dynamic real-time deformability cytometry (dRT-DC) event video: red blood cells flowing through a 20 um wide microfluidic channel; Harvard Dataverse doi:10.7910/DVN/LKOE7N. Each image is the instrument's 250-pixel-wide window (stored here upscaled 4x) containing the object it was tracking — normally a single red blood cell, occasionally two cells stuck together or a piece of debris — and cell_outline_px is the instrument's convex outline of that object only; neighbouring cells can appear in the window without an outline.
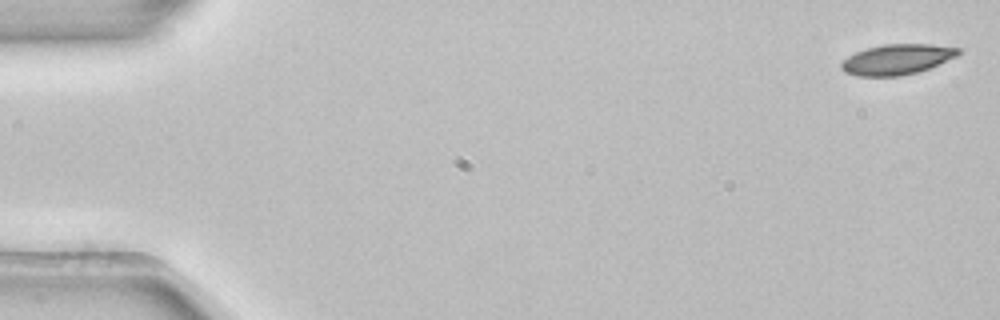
{"species": "common noctule bat (a hibernating species)", "species_latin": "Nyctalus noctula", "temperature_condition": "room temperature", "stored_images_in_passage": 5, "camera_frame_rate_fps": 3000, "um_per_image_px": 0.085, "animal": {"sex": "female", "body_mass_g": 22.7, "forearm_length_mm": 54.2}, "frame": {"image": 1, "passage_image": 1, "time_ms": 0.0, "image_size_px": [1000, 320], "cell_outline_px": [[960, 52], [956, 56], [928, 68], [916, 72], [900, 76], [856, 76], [844, 72], [840, 68], [840, 64], [848, 56], [856, 52], [868, 48], [884, 44], [928, 44], [960, 48]], "centroid_in_image_um": [76.2, 5.05], "position_along_channel_um": 8.8, "area_um2": 20.46}}
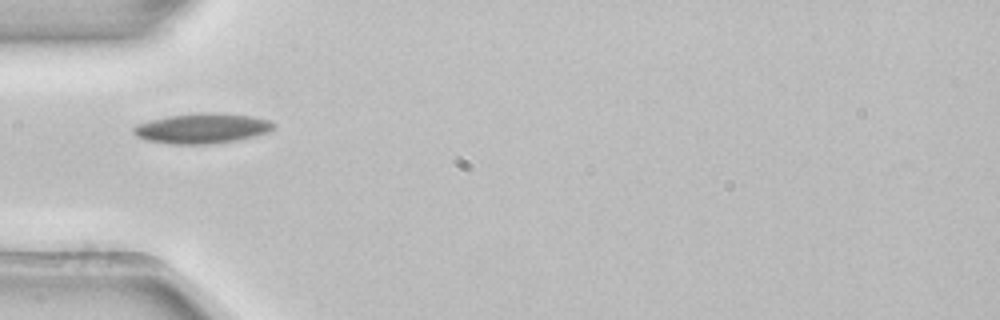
{"frame": {"image": 2, "passage_image": 4, "time_ms": 1.0, "image_size_px": [1000, 320], "cell_outline_px": [[276, 124], [268, 132], [236, 140], [208, 144], [172, 144], [144, 140], [136, 136], [132, 132], [132, 128], [136, 124], [168, 116], [196, 112], [216, 112], [252, 116], [268, 120]], "centroid_in_image_um": [17.13, 10.9], "position_along_channel_um": 67.9, "area_um2": 24.62}}